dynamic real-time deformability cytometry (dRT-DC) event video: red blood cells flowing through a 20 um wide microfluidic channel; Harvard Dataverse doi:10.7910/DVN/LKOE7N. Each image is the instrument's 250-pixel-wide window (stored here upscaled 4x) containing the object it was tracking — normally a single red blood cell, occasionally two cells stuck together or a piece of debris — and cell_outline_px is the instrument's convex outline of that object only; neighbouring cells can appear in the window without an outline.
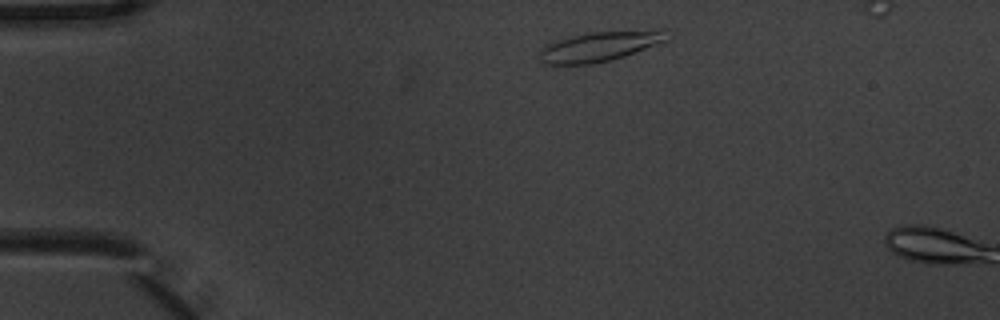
{"species": "common noctule bat (a hibernating species)", "species_latin": "Nyctalus noctula", "temperature_condition": "warm", "stored_images_in_passage": 2, "camera_frame_rate_fps": 3000, "um_per_image_px": 0.085, "animal": {"sex": "male", "body_mass_g": 20.1, "forearm_length_mm": 53.5}, "frame": {"image": 1, "passage_image": 1, "time_ms": 0.0, "image_size_px": [1000, 320], "cell_outline_px": [[668, 40], [624, 56], [612, 60], [592, 64], [544, 64], [540, 60], [540, 48], [544, 44], [556, 40], [572, 36], [592, 32], [668, 28]], "centroid_in_image_um": [51.01, 3.92], "position_along_channel_um": 34.0, "area_um2": 22.48}}